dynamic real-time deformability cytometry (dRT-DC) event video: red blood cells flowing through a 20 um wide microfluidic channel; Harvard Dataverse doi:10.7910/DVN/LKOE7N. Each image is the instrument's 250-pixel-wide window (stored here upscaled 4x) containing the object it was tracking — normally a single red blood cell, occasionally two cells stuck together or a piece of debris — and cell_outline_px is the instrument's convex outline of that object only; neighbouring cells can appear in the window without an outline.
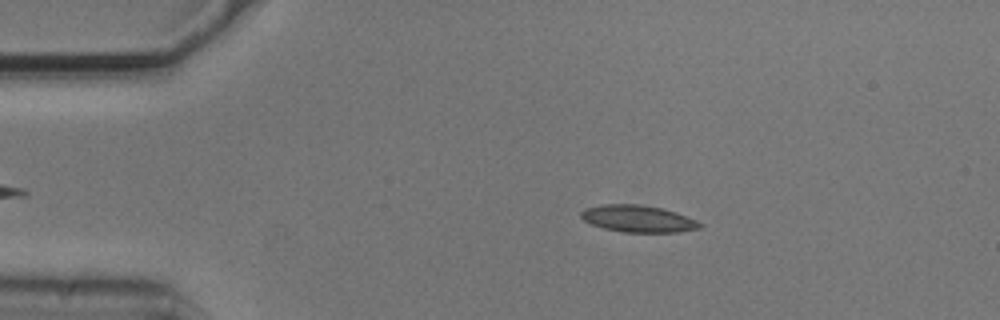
{"species": "common noctule bat (a hibernating species)", "species_latin": "Nyctalus noctula", "temperature_condition": "cold", "stored_images_in_passage": 53, "camera_frame_rate_fps": 3000, "um_per_image_px": 0.085, "animal": {"sex": "male", "body_mass_g": 20.5, "forearm_length_mm": 52.5}, "frame": {"image": 1, "passage_image": 9, "time_ms": 2.667, "image_size_px": [1000, 320], "cell_outline_px": [[704, 224], [700, 228], [676, 232], [624, 232], [604, 228], [592, 224], [584, 220], [580, 216], [580, 212], [584, 208], [600, 204], [636, 204], [660, 208], [676, 212], [696, 220]], "centroid_in_image_um": [54.21, 18.58], "position_along_channel_um": 30.8, "area_um2": 18.55}}
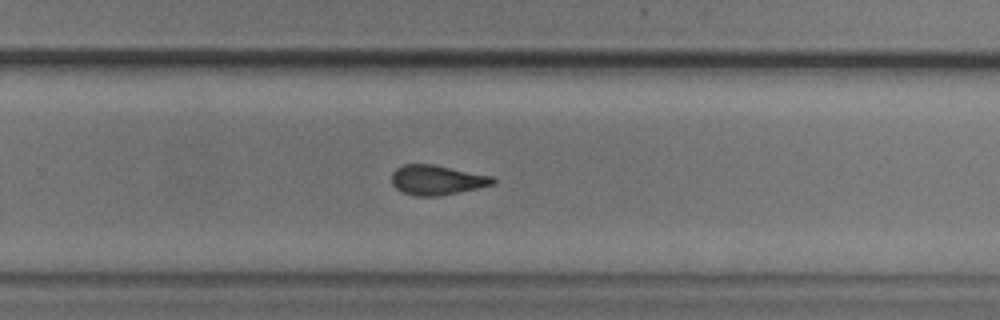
{"frame": {"image": 2, "passage_image": 34, "time_ms": 11.0, "image_size_px": [1000, 320], "cell_outline_px": [[496, 180], [492, 184], [476, 188], [440, 196], [416, 196], [404, 192], [396, 188], [392, 184], [392, 172], [400, 164], [432, 164], [492, 176]], "centroid_in_image_um": [37.09, 15.29], "position_along_channel_um": 292.7, "area_um2": 17.4}}
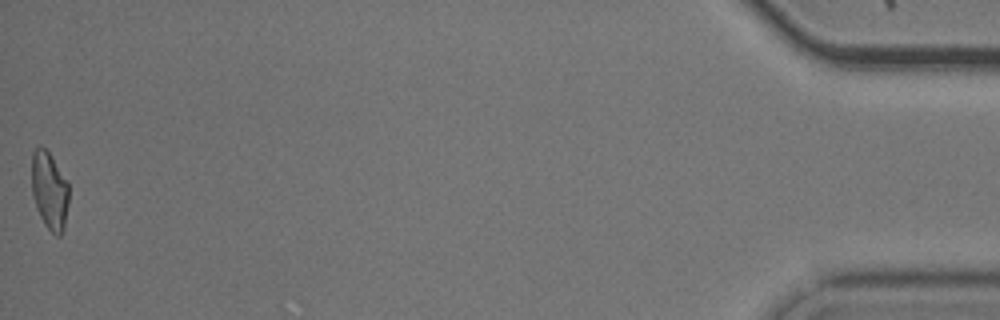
{"frame": {"image": 3, "passage_image": 53, "time_ms": 17.333, "image_size_px": [1000, 320], "cell_outline_px": [[68, 204], [64, 228], [60, 236], [56, 236], [44, 224], [36, 208], [32, 192], [32, 152], [40, 144], [48, 152], [68, 180]], "centroid_in_image_um": [4.21, 16.2], "position_along_channel_um": 431.0, "area_um2": 16.88}, "authors_computed_cell_mechanics": {"area_um2": 17.8602, "velocity_mm_per_s": 3.7216, "shape_relaxation_time_tau1_ms": null, "shape_relaxation_time_tau2_ms": 1.7213, "deformation_change_tau1": null, "deformation_change_tau2": 0.0798}}